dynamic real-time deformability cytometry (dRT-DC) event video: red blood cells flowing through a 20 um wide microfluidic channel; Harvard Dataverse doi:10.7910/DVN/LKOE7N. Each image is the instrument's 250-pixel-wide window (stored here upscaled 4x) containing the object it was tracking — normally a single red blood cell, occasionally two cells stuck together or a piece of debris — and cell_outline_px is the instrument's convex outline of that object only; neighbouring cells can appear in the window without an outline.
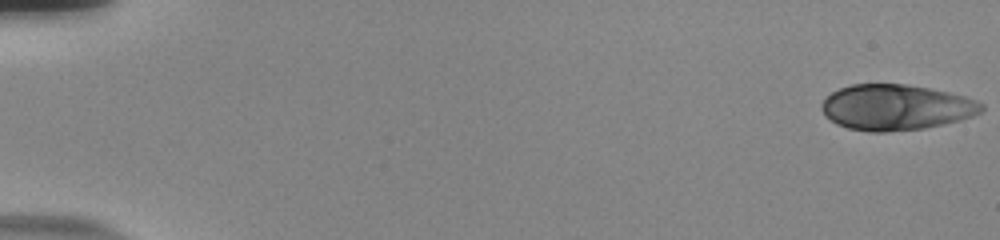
{"species": "human", "species_latin": "Homo sapiens", "temperature_condition": "room temperature", "stored_images_in_passage": 55, "camera_frame_rate_fps": 3000, "um_per_image_px": 0.085, "donor": {"sex": "male"}, "frame": {"image": 1, "passage_image": 1, "time_ms": 0.0, "image_size_px": [1000, 240], "cell_outline_px": [[984, 108], [980, 112], [972, 116], [960, 120], [924, 128], [888, 132], [868, 132], [848, 128], [836, 124], [820, 108], [820, 104], [832, 92], [840, 88], [852, 84], [904, 84], [928, 88], [948, 92], [964, 96], [976, 100], [984, 104]], "centroid_in_image_um": [76.16, 9.12], "position_along_channel_um": 8.8, "area_um2": 42.37}}
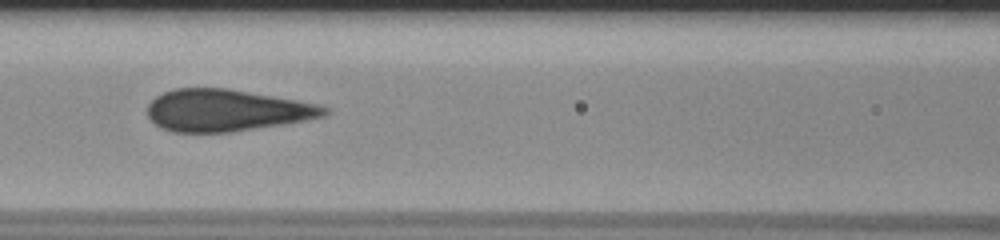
{"frame": {"image": 2, "passage_image": 26, "time_ms": 8.333, "image_size_px": [1000, 240], "cell_outline_px": [[332, 112], [324, 116], [308, 120], [284, 124], [232, 132], [172, 132], [160, 128], [148, 116], [148, 104], [156, 96], [164, 92], [176, 88], [224, 88], [320, 104], [328, 108]], "centroid_in_image_um": [19.27, 9.39], "position_along_channel_um": 147.3, "area_um2": 43.12}}
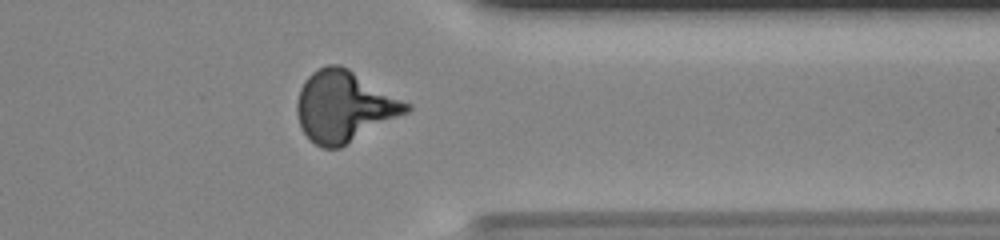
{"frame": {"image": 3, "passage_image": 45, "time_ms": 14.667, "image_size_px": [1000, 240], "cell_outline_px": [[412, 108], [408, 112], [340, 148], [324, 148], [316, 144], [304, 132], [300, 124], [296, 112], [296, 104], [300, 88], [304, 80], [312, 72], [328, 64], [340, 64], [348, 68], [412, 104]], "centroid_in_image_um": [29.26, 9.03], "position_along_channel_um": 382.1, "area_um2": 45.08}, "authors_computed_cell_mechanics": {"area_um2": 43.2344, "velocity_mm_per_s": 3.7732, "shape_relaxation_time_tau1_ms": 5.2584, "shape_relaxation_time_tau2_ms": null, "deformation_change_tau1": 0.1526, "deformation_change_tau2": null}}